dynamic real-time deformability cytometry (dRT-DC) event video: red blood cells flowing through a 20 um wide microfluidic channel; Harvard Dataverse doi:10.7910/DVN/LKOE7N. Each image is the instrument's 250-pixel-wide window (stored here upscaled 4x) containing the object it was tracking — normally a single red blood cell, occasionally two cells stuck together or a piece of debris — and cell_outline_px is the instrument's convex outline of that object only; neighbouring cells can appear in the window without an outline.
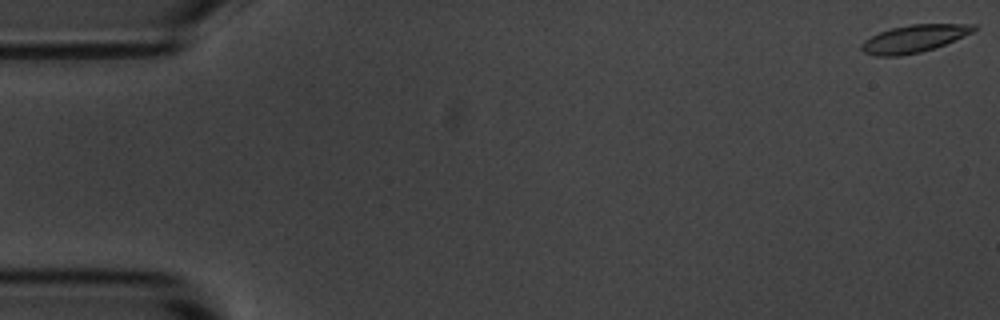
{"species": "common noctule bat (a hibernating species)", "species_latin": "Nyctalus noctula", "temperature_condition": "room temperature", "stored_images_in_passage": 50, "camera_frame_rate_fps": 3000, "um_per_image_px": 0.085, "animal": {"sex": "male", "body_mass_g": 20.1, "forearm_length_mm": 53.5}, "frame": {"image": 1, "passage_image": 1, "time_ms": 0.0, "image_size_px": [1000, 320], "cell_outline_px": [[980, 28], [972, 32], [936, 48], [920, 52], [900, 56], [876, 56], [864, 52], [860, 48], [860, 44], [864, 40], [880, 32], [892, 28], [912, 24], [976, 24]], "centroid_in_image_um": [77.71, 3.29], "position_along_channel_um": 7.3, "area_um2": 17.98}}
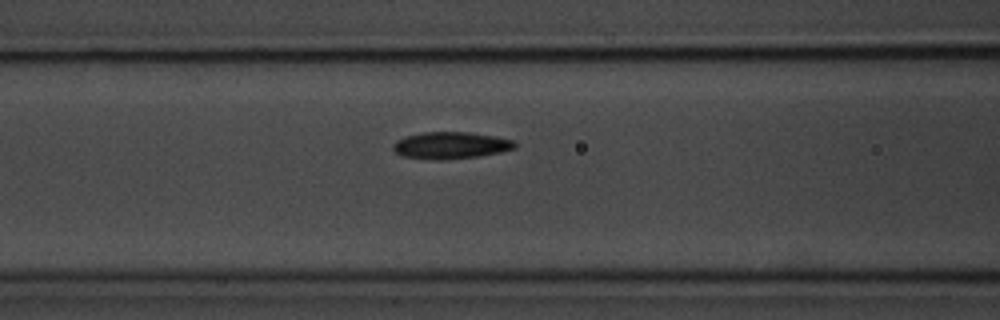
{"frame": {"image": 2, "passage_image": 23, "time_ms": 7.333, "image_size_px": [1000, 320], "cell_outline_px": [[516, 148], [500, 152], [480, 156], [440, 160], [436, 160], [400, 156], [392, 148], [392, 144], [396, 140], [404, 136], [424, 132], [468, 132], [492, 136], [512, 140], [516, 144]], "centroid_in_image_um": [38.26, 12.36], "position_along_channel_um": 128.3, "area_um2": 19.07}}
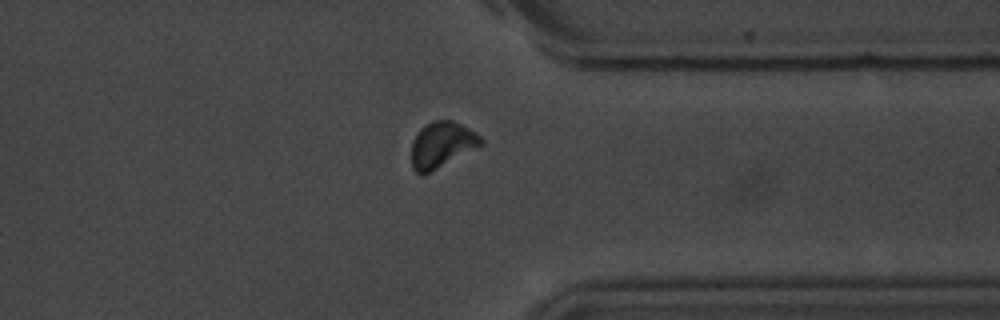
{"frame": {"image": 3, "passage_image": 44, "time_ms": 14.333, "image_size_px": [1000, 320], "cell_outline_px": [[484, 144], [420, 176], [412, 168], [412, 140], [420, 128], [424, 124], [436, 120], [452, 120], [476, 132], [484, 140]], "centroid_in_image_um": [37.54, 12.28], "position_along_channel_um": 373.9, "area_um2": 18.38}}